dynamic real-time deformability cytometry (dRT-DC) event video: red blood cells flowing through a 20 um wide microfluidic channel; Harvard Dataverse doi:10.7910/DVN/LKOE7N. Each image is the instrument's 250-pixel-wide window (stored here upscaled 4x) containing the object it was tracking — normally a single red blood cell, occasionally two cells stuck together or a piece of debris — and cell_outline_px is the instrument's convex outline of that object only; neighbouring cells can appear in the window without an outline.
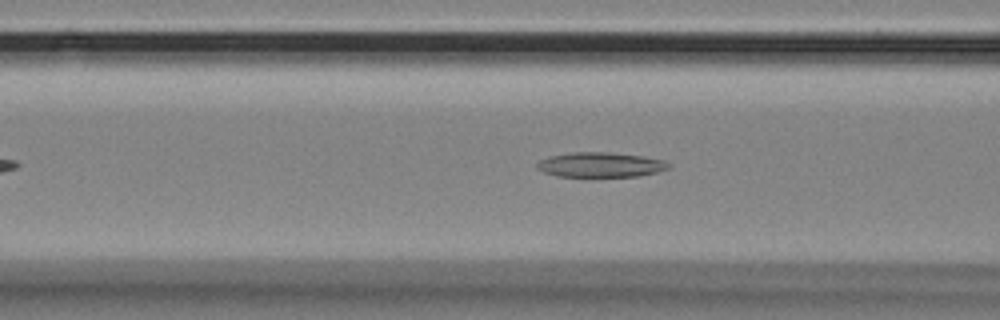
{"species": "Egyptian fruit bat (a non-hibernating species)", "species_latin": "Rousettus aegyptiacus", "temperature_condition": "room temperature", "stored_images_in_passage": 51, "segment_of_instrument_passage": [1, 2], "camera_frame_rate_fps": 3000, "um_per_image_px": 0.085, "animal": {"sex": "female"}, "frame": {"image": 1, "passage_image": 16, "time_ms": 5.0, "image_size_px": [1000, 320], "cell_outline_px": [[672, 164], [668, 168], [656, 172], [640, 176], [556, 176], [544, 172], [536, 168], [536, 164], [540, 160], [548, 156], [572, 152], [608, 152], [644, 156], [664, 160]], "centroid_in_image_um": [51.04, 13.99], "position_along_channel_um": 115.6, "area_um2": 19.07}}
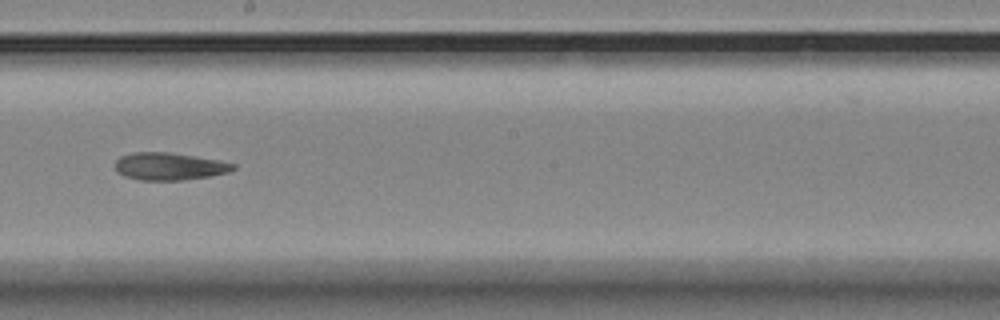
{"frame": {"image": 2, "passage_image": 26, "time_ms": 8.333, "image_size_px": [1000, 320], "cell_outline_px": [[236, 168], [228, 172], [208, 176], [184, 180], [140, 180], [124, 176], [116, 172], [116, 160], [120, 156], [132, 152], [168, 152], [196, 156], [220, 160], [236, 164]], "centroid_in_image_um": [14.38, 14.13], "position_along_channel_um": 233.8, "area_um2": 18.96}}
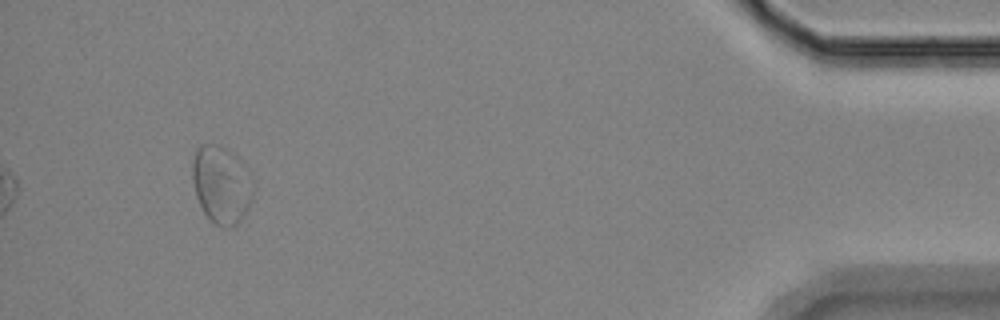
{"frame": {"image": 3, "passage_image": 47, "time_ms": 15.333, "image_size_px": [1000, 320], "cell_outline_px": [[252, 200], [244, 216], [236, 224], [228, 228], [224, 228], [208, 220], [196, 196], [192, 180], [192, 160], [196, 148], [200, 144], [220, 144], [232, 152], [236, 156], [248, 172], [252, 192]], "centroid_in_image_um": [18.78, 15.69], "position_along_channel_um": 416.4, "area_um2": 27.51}}